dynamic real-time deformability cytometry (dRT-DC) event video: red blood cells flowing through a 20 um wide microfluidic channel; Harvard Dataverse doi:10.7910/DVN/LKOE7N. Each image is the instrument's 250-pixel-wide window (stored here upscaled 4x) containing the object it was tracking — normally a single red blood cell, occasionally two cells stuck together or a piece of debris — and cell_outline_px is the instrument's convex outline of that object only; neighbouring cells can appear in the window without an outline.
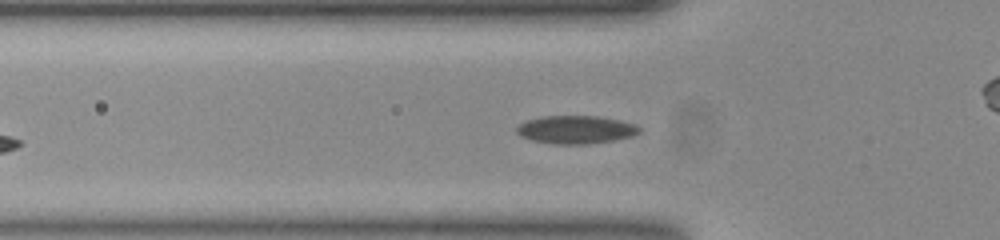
{"species": "common noctule bat (a hibernating species)", "species_latin": "Nyctalus noctula", "temperature_condition": "room temperature", "stored_images_in_passage": 31, "camera_frame_rate_fps": 3000, "um_per_image_px": 0.085, "animal": {"sex": "female", "body_mass_g": 23.0, "forearm_length_mm": 53.4}, "frame": {"image": 1, "passage_image": 6, "time_ms": 1.667, "image_size_px": [1000, 240], "cell_outline_px": [[640, 132], [632, 136], [612, 140], [588, 144], [556, 144], [532, 140], [520, 136], [516, 132], [516, 128], [524, 120], [544, 116], [600, 116], [620, 120], [636, 124], [640, 128]], "centroid_in_image_um": [48.94, 11.01], "position_along_channel_um": 76.9, "area_um2": 20.11}}
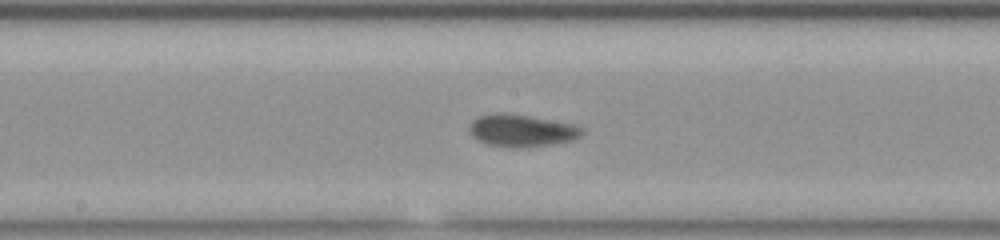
{"frame": {"image": 2, "passage_image": 16, "time_ms": 5.0, "image_size_px": [1000, 240], "cell_outline_px": [[584, 132], [580, 136], [572, 140], [548, 144], [488, 144], [472, 136], [468, 128], [472, 120], [476, 116], [492, 112], [504, 112], [576, 124], [584, 128]], "centroid_in_image_um": [44.33, 11.01], "position_along_channel_um": 203.9, "area_um2": 20.35}}
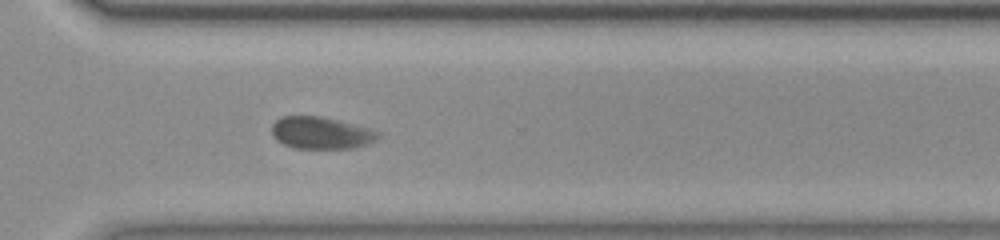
{"frame": {"image": 3, "passage_image": 27, "time_ms": 8.667, "image_size_px": [1000, 240], "cell_outline_px": [[380, 136], [376, 140], [368, 144], [356, 148], [296, 148], [284, 144], [276, 140], [272, 132], [272, 124], [280, 116], [320, 116], [372, 128], [380, 132]], "centroid_in_image_um": [27.33, 11.29], "position_along_channel_um": 343.3, "area_um2": 20.0}, "authors_computed_cell_mechanics": {"area_um2": 19.8832, "velocity_mm_per_s": 3.795, "shape_relaxation_time_tau1_ms": null, "shape_relaxation_time_tau2_ms": 1.4079, "deformation_change_tau1": null, "deformation_change_tau2": 0.0446}}